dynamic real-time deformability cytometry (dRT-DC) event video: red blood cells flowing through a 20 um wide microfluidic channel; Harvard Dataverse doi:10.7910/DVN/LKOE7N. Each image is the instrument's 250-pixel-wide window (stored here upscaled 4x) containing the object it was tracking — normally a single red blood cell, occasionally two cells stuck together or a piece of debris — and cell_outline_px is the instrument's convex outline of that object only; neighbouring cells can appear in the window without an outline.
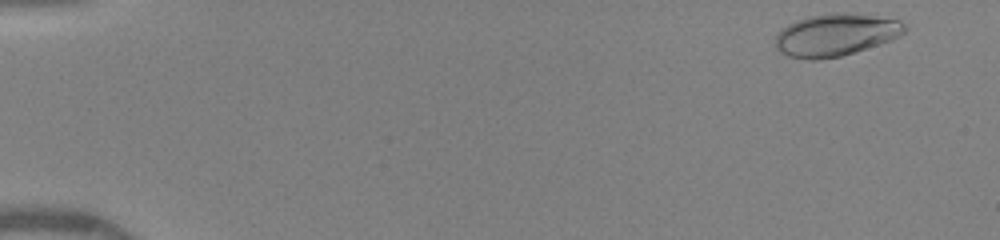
{"species": "human", "species_latin": "Homo sapiens", "temperature_condition": "warm", "stored_images_in_passage": 48, "camera_frame_rate_fps": 3000, "um_per_image_px": 0.085, "donor": {"sex": "female"}, "frame": {"image": 1, "passage_image": 2, "time_ms": 0.333, "image_size_px": [1000, 240], "cell_outline_px": [[908, 28], [900, 36], [892, 40], [840, 56], [820, 60], [808, 60], [788, 56], [780, 52], [776, 48], [776, 32], [788, 24], [796, 20], [808, 16], [832, 12], [844, 12], [900, 20]], "centroid_in_image_um": [71.01, 2.96], "position_along_channel_um": 14.0, "area_um2": 32.02}}
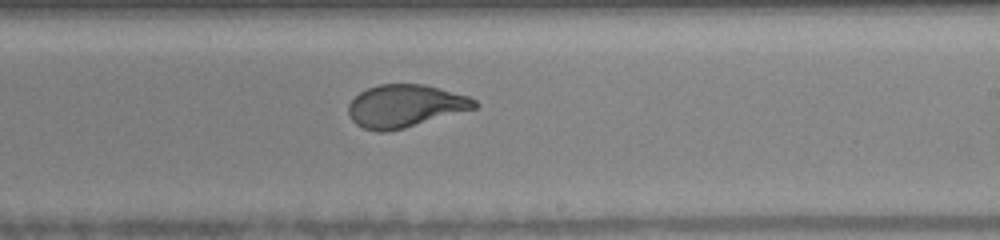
{"frame": {"image": 2, "passage_image": 30, "time_ms": 9.667, "image_size_px": [1000, 240], "cell_outline_px": [[480, 104], [476, 108], [404, 128], [388, 132], [376, 132], [364, 128], [356, 124], [352, 120], [348, 112], [348, 104], [360, 92], [368, 88], [380, 84], [424, 84], [468, 96], [476, 100]], "centroid_in_image_um": [34.43, 9.01], "position_along_channel_um": 254.6, "area_um2": 31.27}}
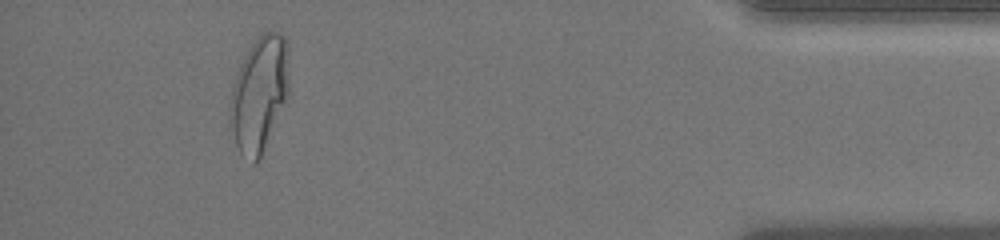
{"frame": {"image": 3, "passage_image": 45, "time_ms": 14.667, "image_size_px": [1000, 240], "cell_outline_px": [[288, 96], [260, 156], [256, 164], [252, 164], [240, 152], [228, 132], [228, 104], [236, 72], [248, 48], [256, 36], [260, 32], [280, 32], [288, 40]], "centroid_in_image_um": [21.99, 7.96], "position_along_channel_um": 413.2, "area_um2": 40.46}, "authors_computed_cell_mechanics": {"area_um2": 31.9923, "velocity_mm_per_s": 4.1201, "shape_relaxation_time_tau1_ms": 4.01, "shape_relaxation_time_tau2_ms": null, "deformation_change_tau1": 0.1972, "deformation_change_tau2": null}}